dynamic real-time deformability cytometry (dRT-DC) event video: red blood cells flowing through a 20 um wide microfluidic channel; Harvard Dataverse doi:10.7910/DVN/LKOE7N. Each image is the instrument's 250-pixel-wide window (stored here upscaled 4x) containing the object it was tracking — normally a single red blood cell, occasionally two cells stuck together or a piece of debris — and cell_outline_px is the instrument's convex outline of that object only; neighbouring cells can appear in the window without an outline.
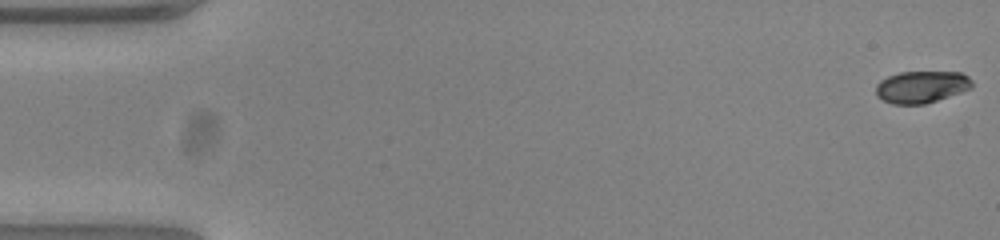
{"species": "common noctule bat (a hibernating species)", "species_latin": "Nyctalus noctula", "temperature_condition": "warm", "stored_images_in_passage": 53, "camera_frame_rate_fps": 3000, "um_per_image_px": 0.085, "animal": {"sex": "female", "body_mass_g": 23.0, "forearm_length_mm": 53.4}, "frame": {"image": 1, "passage_image": 1, "time_ms": 0.0, "image_size_px": [1000, 240], "cell_outline_px": [[972, 88], [924, 104], [892, 104], [876, 96], [876, 84], [880, 80], [888, 76], [900, 72], [960, 72], [968, 76], [972, 80]], "centroid_in_image_um": [78.31, 7.38], "position_along_channel_um": 6.7, "area_um2": 17.86}}
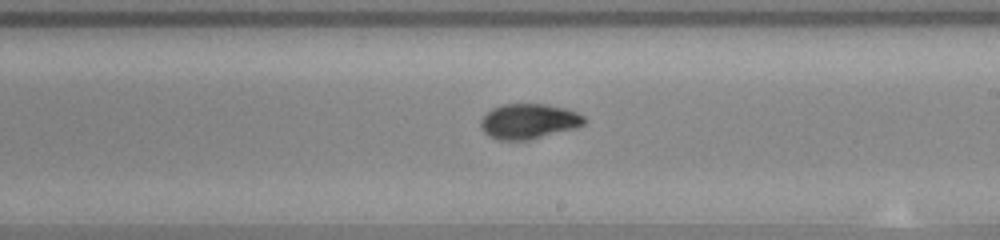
{"frame": {"image": 2, "passage_image": 31, "time_ms": 10.0, "image_size_px": [1000, 240], "cell_outline_px": [[584, 124], [576, 128], [528, 140], [500, 140], [488, 136], [480, 128], [480, 120], [492, 108], [504, 104], [544, 104], [564, 108], [576, 112], [584, 116]], "centroid_in_image_um": [44.91, 10.32], "position_along_channel_um": 244.1, "area_um2": 21.1}}
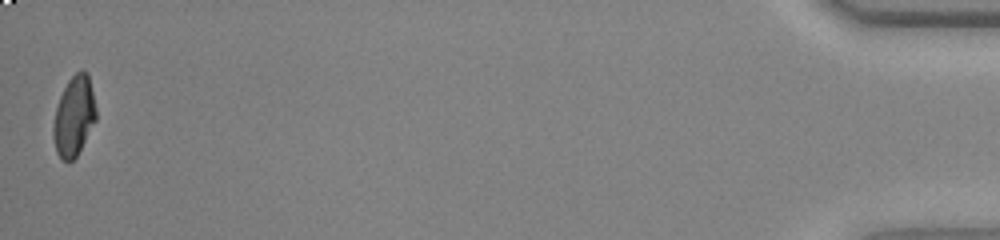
{"frame": {"image": 3, "passage_image": 53, "time_ms": 17.333, "image_size_px": [1000, 240], "cell_outline_px": [[96, 120], [76, 156], [68, 164], [60, 160], [56, 152], [52, 136], [52, 128], [56, 108], [60, 96], [68, 80], [80, 68], [88, 72], [96, 108]], "centroid_in_image_um": [6.27, 9.89], "position_along_channel_um": 428.9, "area_um2": 20.11}, "authors_computed_cell_mechanics": {"area_um2": 20.4034, "velocity_mm_per_s": 3.8682, "shape_relaxation_time_tau1_ms": 5.535, "shape_relaxation_time_tau2_ms": 0.841, "deformation_change_tau1": 0.2113, "deformation_change_tau2": 0.0444}}